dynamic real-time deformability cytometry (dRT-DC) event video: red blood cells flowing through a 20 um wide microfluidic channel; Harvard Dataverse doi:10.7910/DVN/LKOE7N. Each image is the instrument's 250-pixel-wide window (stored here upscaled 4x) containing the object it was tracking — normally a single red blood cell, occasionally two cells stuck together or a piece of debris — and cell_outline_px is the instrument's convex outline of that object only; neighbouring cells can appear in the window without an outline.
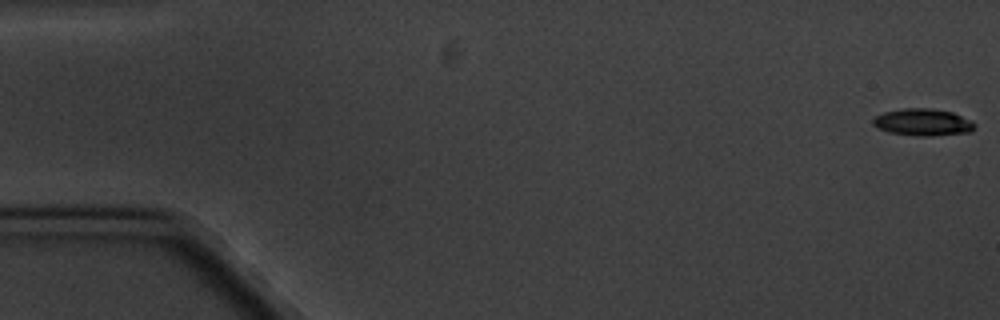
{"species": "common noctule bat (a hibernating species)", "species_latin": "Nyctalus noctula", "temperature_condition": "cold", "stored_images_in_passage": 5, "camera_frame_rate_fps": 3000, "um_per_image_px": 0.085, "animal": {"sex": "male", "body_mass_g": 20.1, "forearm_length_mm": 53.5}, "frame": {"image": 1, "passage_image": 1, "time_ms": 0.0, "image_size_px": [1000, 320], "cell_outline_px": [[976, 124], [972, 132], [932, 136], [916, 136], [888, 132], [872, 124], [872, 120], [876, 116], [884, 112], [904, 108], [932, 108], [952, 112], [972, 120]], "centroid_in_image_um": [78.48, 10.39], "position_along_channel_um": 6.5, "area_um2": 16.13}}
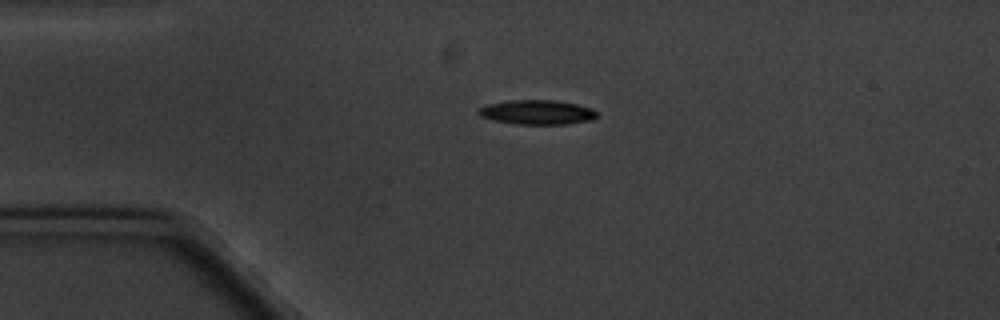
{"frame": {"image": 2, "passage_image": 4, "time_ms": 4.333, "image_size_px": [1000, 320], "cell_outline_px": [[596, 116], [592, 120], [568, 124], [516, 124], [492, 120], [480, 116], [476, 112], [480, 108], [488, 104], [508, 100], [556, 100], [576, 104], [592, 108], [596, 112]], "centroid_in_image_um": [45.64, 9.54], "position_along_channel_um": 39.4, "area_um2": 16.94}}